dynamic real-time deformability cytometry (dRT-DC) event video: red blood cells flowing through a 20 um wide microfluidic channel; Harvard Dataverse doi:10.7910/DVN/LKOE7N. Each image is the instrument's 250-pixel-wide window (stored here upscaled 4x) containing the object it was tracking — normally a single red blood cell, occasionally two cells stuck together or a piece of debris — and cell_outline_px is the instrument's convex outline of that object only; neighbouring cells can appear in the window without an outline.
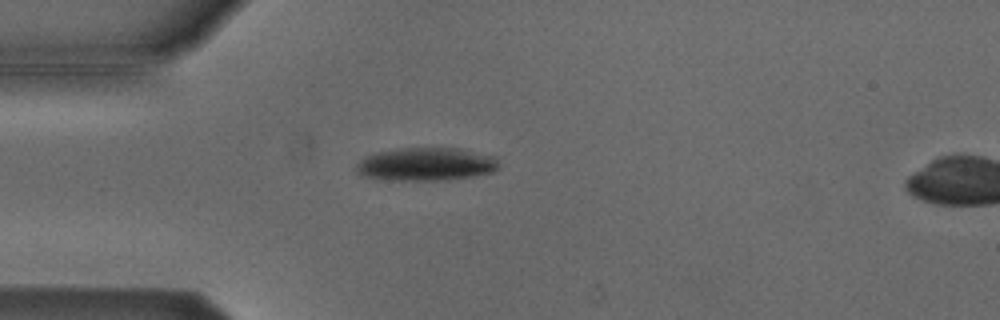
{"species": "Egyptian fruit bat (a non-hibernating species)", "species_latin": "Rousettus aegyptiacus", "temperature_condition": "cold", "stored_images_in_passage": 4, "camera_frame_rate_fps": 3000, "um_per_image_px": 0.085, "animal": {"sex": "male"}, "frame": {"image": 1, "passage_image": 3, "time_ms": 0.667, "image_size_px": [1000, 320], "cell_outline_px": [[500, 164], [492, 172], [472, 176], [444, 180], [396, 180], [368, 176], [360, 172], [356, 168], [356, 164], [364, 156], [376, 152], [400, 148], [460, 148], [496, 156]], "centroid_in_image_um": [36.27, 13.93], "position_along_channel_um": 48.7, "area_um2": 27.34}}